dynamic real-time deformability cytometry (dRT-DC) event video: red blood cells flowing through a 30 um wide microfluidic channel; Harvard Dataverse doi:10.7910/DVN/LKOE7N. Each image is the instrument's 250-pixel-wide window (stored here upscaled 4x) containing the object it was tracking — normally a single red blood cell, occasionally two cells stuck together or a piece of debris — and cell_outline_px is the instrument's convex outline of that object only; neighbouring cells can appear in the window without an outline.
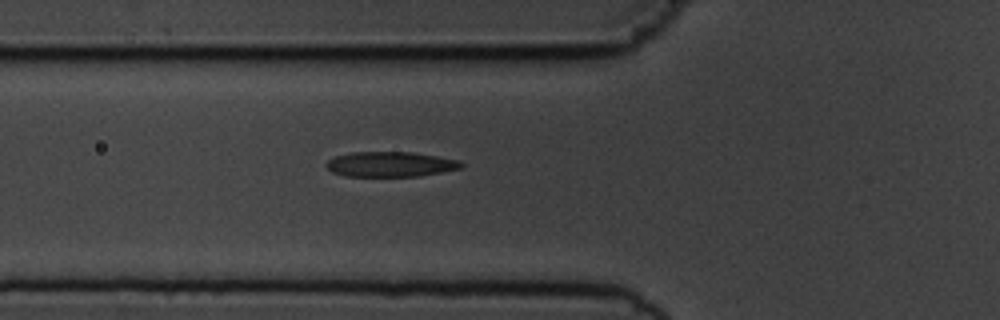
{"species": "common noctule bat (a hibernating species)", "species_latin": "Nyctalus noctula", "temperature_condition": "cold", "stored_images_in_passage": 4, "camera_frame_rate_fps": 3000, "um_per_image_px": 0.085, "animal": {"sex": "male", "body_mass_g": 19.5, "forearm_length_mm": 54.6}, "frame": {"image": 1, "passage_image": 4, "time_ms": 3.333, "image_size_px": [1000, 320], "cell_outline_px": [[464, 164], [460, 168], [420, 176], [344, 176], [332, 172], [324, 164], [328, 160], [336, 156], [352, 152], [412, 152], [460, 160]], "centroid_in_image_um": [33.16, 13.96], "position_along_channel_um": 92.6, "area_um2": 19.65}}